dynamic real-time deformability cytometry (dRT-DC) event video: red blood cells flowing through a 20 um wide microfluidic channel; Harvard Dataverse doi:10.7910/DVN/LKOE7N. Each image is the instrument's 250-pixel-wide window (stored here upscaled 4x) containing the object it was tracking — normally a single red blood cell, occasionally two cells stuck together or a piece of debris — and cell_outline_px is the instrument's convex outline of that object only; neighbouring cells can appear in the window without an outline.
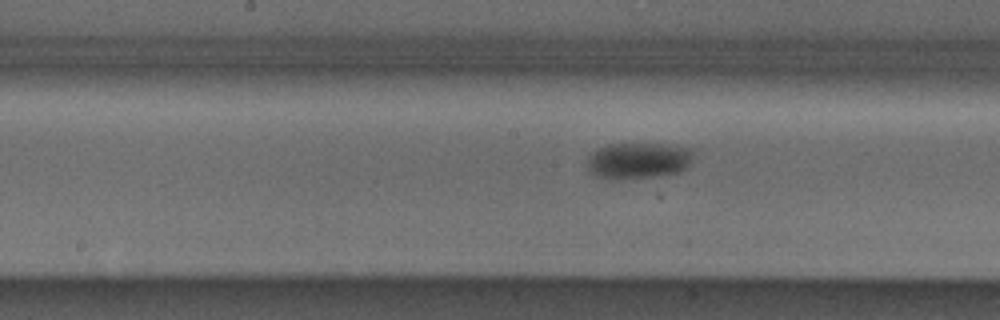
{"species": "Egyptian fruit bat (a non-hibernating species)", "species_latin": "Rousettus aegyptiacus", "temperature_condition": "cold", "stored_images_in_passage": 9, "segment_of_instrument_passage": [2, 2], "camera_frame_rate_fps": 3000, "um_per_image_px": 0.085, "animal": {"sex": "male"}, "frame": {"image": 1, "passage_image": 9, "time_ms": 10.667, "image_size_px": [1000, 320], "cell_outline_px": [[692, 160], [688, 168], [680, 172], [652, 176], [616, 180], [596, 176], [588, 168], [588, 156], [592, 152], [608, 144], [660, 144], [692, 148]], "centroid_in_image_um": [54.27, 13.65], "position_along_channel_um": 193.9, "area_um2": 22.31}}